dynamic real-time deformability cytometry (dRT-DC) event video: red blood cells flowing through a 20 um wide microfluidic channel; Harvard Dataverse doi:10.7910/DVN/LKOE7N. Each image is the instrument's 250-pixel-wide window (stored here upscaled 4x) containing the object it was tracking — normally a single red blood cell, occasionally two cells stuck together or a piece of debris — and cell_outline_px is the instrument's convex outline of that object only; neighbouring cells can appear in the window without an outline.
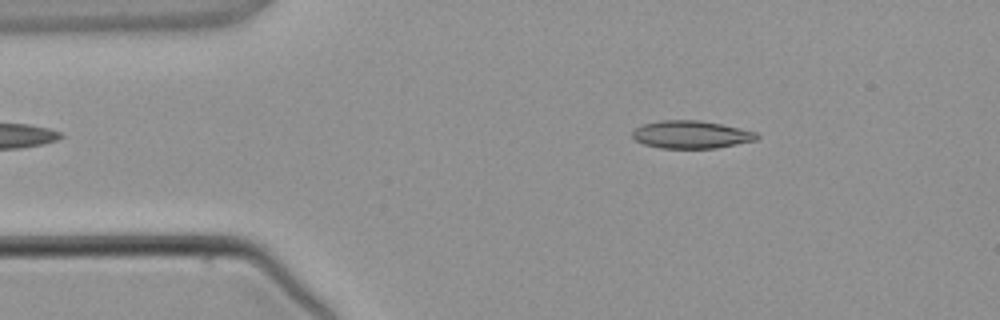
{"species": "common noctule bat (a hibernating species)", "species_latin": "Nyctalus noctula", "temperature_condition": "warm", "stored_images_in_passage": 2, "camera_frame_rate_fps": 3000, "um_per_image_px": 0.085, "animal": {"sex": "male", "body_mass_g": 21.5, "forearm_length_mm": 52.0}, "frame": {"image": 1, "passage_image": 1, "time_ms": 0.0, "image_size_px": [1000, 320], "cell_outline_px": [[760, 136], [756, 140], [716, 148], [660, 148], [644, 144], [636, 140], [632, 136], [632, 132], [636, 128], [644, 124], [660, 120], [700, 120], [720, 124], [756, 132]], "centroid_in_image_um": [58.74, 11.44], "position_along_channel_um": 26.3, "area_um2": 19.94}}